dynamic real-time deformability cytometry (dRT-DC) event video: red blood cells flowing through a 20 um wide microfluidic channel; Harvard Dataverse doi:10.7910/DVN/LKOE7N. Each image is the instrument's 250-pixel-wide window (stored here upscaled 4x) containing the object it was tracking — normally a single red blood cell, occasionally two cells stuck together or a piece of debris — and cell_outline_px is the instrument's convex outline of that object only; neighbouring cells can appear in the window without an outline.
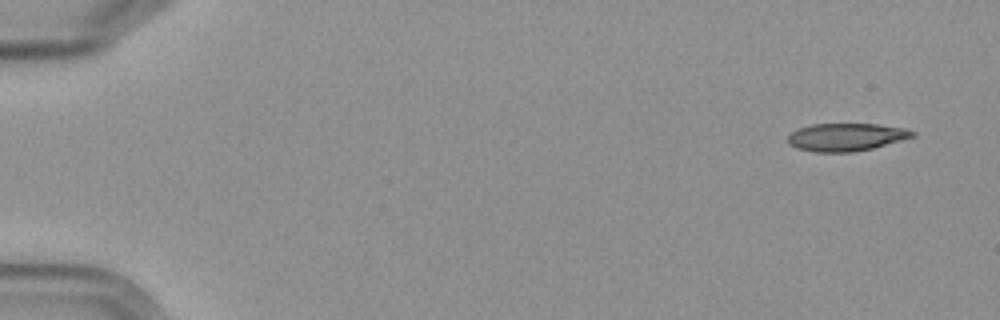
{"species": "Egyptian fruit bat (a non-hibernating species)", "species_latin": "Rousettus aegyptiacus", "temperature_condition": "cold", "stored_images_in_passage": 5, "camera_frame_rate_fps": 3000, "um_per_image_px": 0.085, "frame": {"image": 1, "passage_image": 1, "time_ms": 0.0, "image_size_px": [1000, 320], "cell_outline_px": [[916, 136], [872, 148], [852, 152], [816, 152], [796, 148], [788, 144], [784, 140], [796, 128], [812, 124], [876, 124], [904, 128], [916, 132]], "centroid_in_image_um": [71.87, 11.65], "position_along_channel_um": 13.1, "area_um2": 20.29}}
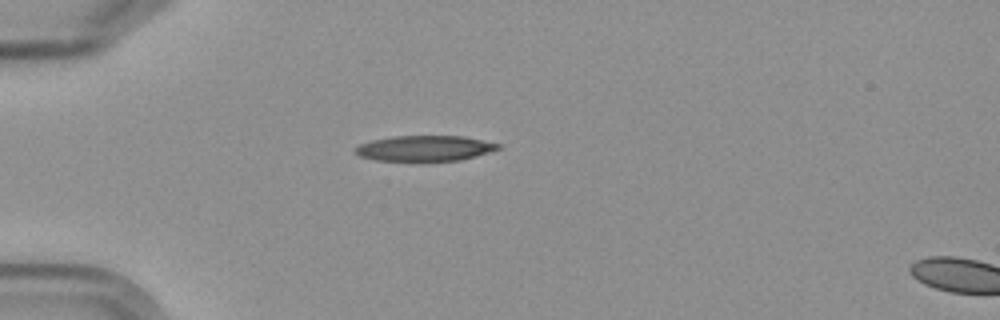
{"frame": {"image": 2, "passage_image": 4, "time_ms": 4.333, "image_size_px": [1000, 320], "cell_outline_px": [[500, 148], [476, 156], [460, 160], [424, 164], [376, 160], [360, 156], [352, 152], [352, 148], [360, 144], [372, 140], [392, 136], [464, 136], [500, 144]], "centroid_in_image_um": [36.03, 12.65], "position_along_channel_um": 49.0, "area_um2": 22.25}}